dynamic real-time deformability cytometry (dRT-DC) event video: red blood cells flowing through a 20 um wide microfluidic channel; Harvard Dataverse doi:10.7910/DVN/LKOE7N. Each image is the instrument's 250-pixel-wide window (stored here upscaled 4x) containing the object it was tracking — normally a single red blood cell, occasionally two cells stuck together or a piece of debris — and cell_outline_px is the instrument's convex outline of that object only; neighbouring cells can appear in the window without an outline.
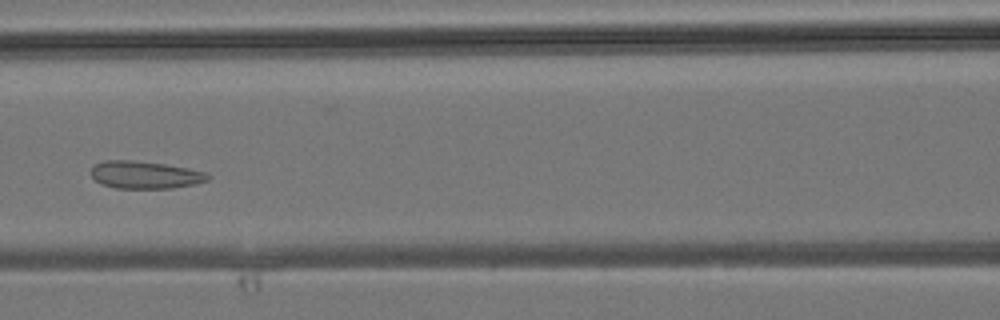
{"species": "common noctule bat (a hibernating species)", "species_latin": "Nyctalus noctula", "temperature_condition": "room temperature", "stored_images_in_passage": 35, "camera_frame_rate_fps": 3000, "um_per_image_px": 0.085, "animal": {"sex": "male", "body_mass_g": 19.2, "forearm_length_mm": 51.8}, "frame": {"image": 1, "passage_image": 9, "time_ms": 2.667, "image_size_px": [1000, 320], "cell_outline_px": [[212, 176], [208, 180], [196, 184], [172, 188], [116, 188], [100, 184], [92, 176], [92, 168], [96, 164], [104, 160], [132, 160], [164, 164], [188, 168], [204, 172]], "centroid_in_image_um": [12.34, 14.86], "position_along_channel_um": 154.3, "area_um2": 18.67}}
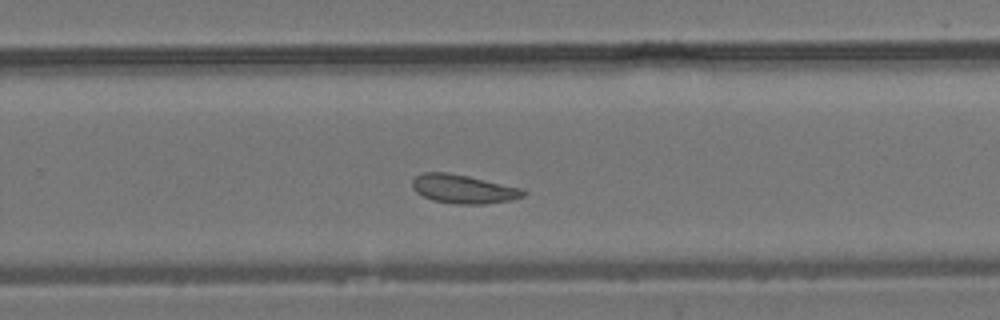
{"frame": {"image": 2, "passage_image": 18, "time_ms": 5.667, "image_size_px": [1000, 320], "cell_outline_px": [[528, 192], [524, 196], [512, 200], [484, 204], [456, 204], [432, 200], [416, 192], [412, 188], [412, 180], [416, 176], [424, 172], [448, 172], [468, 176], [524, 188]], "centroid_in_image_um": [39.42, 16.06], "position_along_channel_um": 290.4, "area_um2": 18.79}}
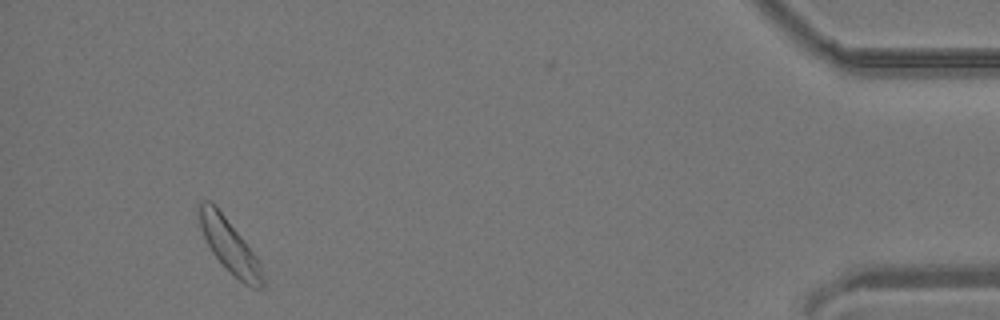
{"frame": {"image": 3, "passage_image": 31, "time_ms": 10.0, "image_size_px": [1000, 320], "cell_outline_px": [[264, 284], [260, 288], [252, 288], [244, 284], [224, 268], [212, 252], [200, 228], [196, 208], [200, 200], [208, 200], [216, 204], [244, 240], [256, 256], [260, 264], [264, 280]], "centroid_in_image_um": [19.46, 20.85], "position_along_channel_um": 415.7, "area_um2": 20.06}}